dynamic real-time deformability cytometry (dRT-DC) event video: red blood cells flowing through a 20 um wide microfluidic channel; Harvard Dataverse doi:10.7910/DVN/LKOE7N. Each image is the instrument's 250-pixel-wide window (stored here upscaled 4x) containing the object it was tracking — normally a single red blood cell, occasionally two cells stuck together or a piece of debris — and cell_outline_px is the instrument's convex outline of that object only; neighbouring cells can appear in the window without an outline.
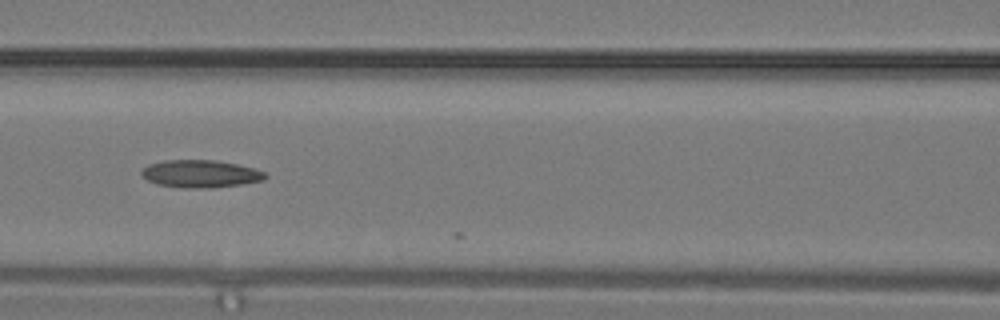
{"species": "common noctule bat (a hibernating species)", "species_latin": "Nyctalus noctula", "temperature_condition": "warm", "stored_images_in_passage": 12, "camera_frame_rate_fps": 3000, "um_per_image_px": 0.085, "animal": {"sex": "male", "body_mass_g": 19.2, "forearm_length_mm": 51.8}, "frame": {"image": 1, "passage_image": 11, "time_ms": 3.333, "image_size_px": [1000, 320], "cell_outline_px": [[268, 176], [264, 180], [240, 184], [212, 188], [184, 188], [156, 184], [140, 176], [140, 172], [148, 164], [164, 160], [216, 160], [236, 164], [252, 168], [264, 172]], "centroid_in_image_um": [17.0, 14.77], "position_along_channel_um": 149.6, "area_um2": 19.88}}